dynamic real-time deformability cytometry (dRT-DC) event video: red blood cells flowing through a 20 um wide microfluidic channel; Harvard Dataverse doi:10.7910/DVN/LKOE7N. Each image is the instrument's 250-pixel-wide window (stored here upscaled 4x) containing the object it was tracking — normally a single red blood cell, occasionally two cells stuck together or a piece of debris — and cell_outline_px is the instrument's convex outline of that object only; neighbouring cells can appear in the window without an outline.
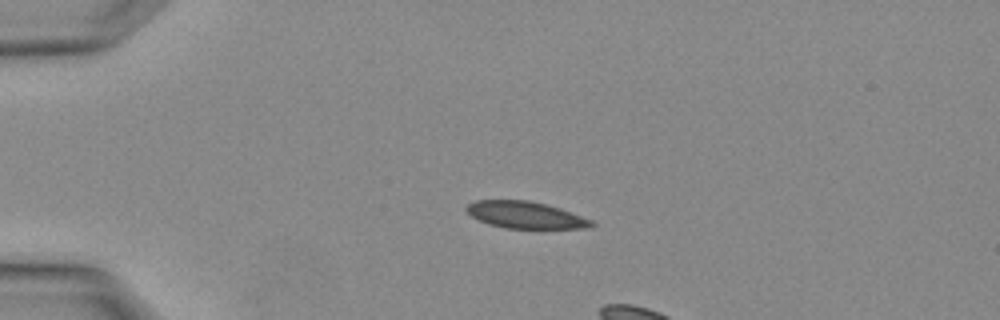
{"species": "Egyptian fruit bat (a non-hibernating species)", "species_latin": "Rousettus aegyptiacus", "temperature_condition": "warm", "stored_images_in_passage": 2, "camera_frame_rate_fps": 3000, "um_per_image_px": 0.085, "animal": {"sex": "female"}, "frame": {"image": 1, "passage_image": 1, "time_ms": 0.0, "image_size_px": [1000, 320], "cell_outline_px": [[596, 224], [584, 228], [504, 228], [488, 224], [472, 216], [464, 208], [468, 204], [476, 200], [528, 200], [560, 208], [592, 220]], "centroid_in_image_um": [44.64, 18.27], "position_along_channel_um": 40.4, "area_um2": 19.36}}
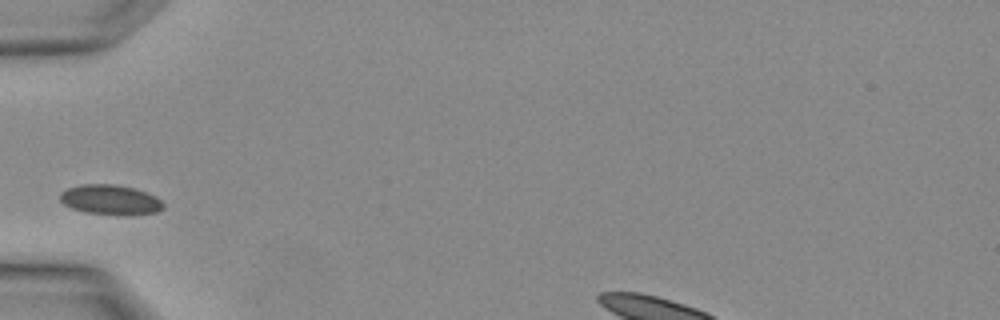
{"frame": {"image": 2, "passage_image": 2, "time_ms": 0.333, "image_size_px": [1000, 320], "cell_outline_px": [[164, 208], [156, 212], [84, 212], [72, 208], [64, 204], [60, 200], [60, 192], [68, 188], [84, 184], [116, 184], [136, 188], [156, 196], [164, 204]], "centroid_in_image_um": [9.35, 16.91], "position_along_channel_um": 75.7, "area_um2": 17.17}}